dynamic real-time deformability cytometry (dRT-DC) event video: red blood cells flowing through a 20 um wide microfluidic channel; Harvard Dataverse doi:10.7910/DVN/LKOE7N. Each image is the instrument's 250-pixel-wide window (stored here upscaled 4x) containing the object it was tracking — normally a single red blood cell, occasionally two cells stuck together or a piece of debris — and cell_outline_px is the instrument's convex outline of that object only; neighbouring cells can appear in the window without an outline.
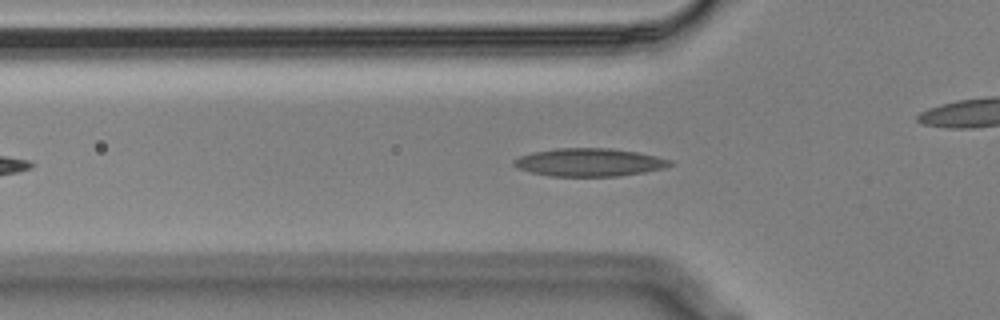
{"species": "Egyptian fruit bat (a non-hibernating species)", "species_latin": "Rousettus aegyptiacus", "temperature_condition": "cold", "stored_images_in_passage": 49, "camera_frame_rate_fps": 3000, "um_per_image_px": 0.085, "animal": {"sex": "male"}, "frame": {"image": 1, "passage_image": 10, "time_ms": 3.0, "image_size_px": [1000, 320], "cell_outline_px": [[672, 164], [664, 168], [644, 172], [620, 176], [552, 176], [532, 172], [516, 168], [512, 164], [512, 160], [520, 156], [532, 152], [556, 148], [612, 148], [636, 152], [656, 156], [672, 160]], "centroid_in_image_um": [50.07, 13.79], "position_along_channel_um": 75.7, "area_um2": 25.49}}
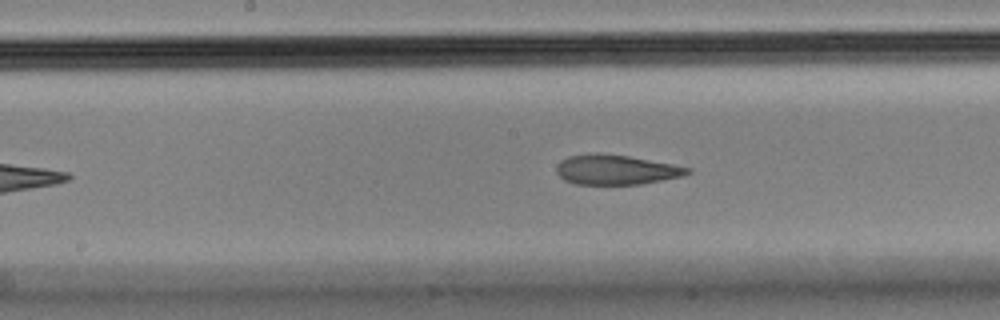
{"frame": {"image": 2, "passage_image": 20, "time_ms": 6.333, "image_size_px": [1000, 320], "cell_outline_px": [[692, 172], [680, 176], [640, 184], [576, 184], [564, 180], [556, 172], [556, 168], [560, 160], [568, 156], [628, 156], [672, 164], [692, 168]], "centroid_in_image_um": [52.38, 14.46], "position_along_channel_um": 195.8, "area_um2": 21.79}}
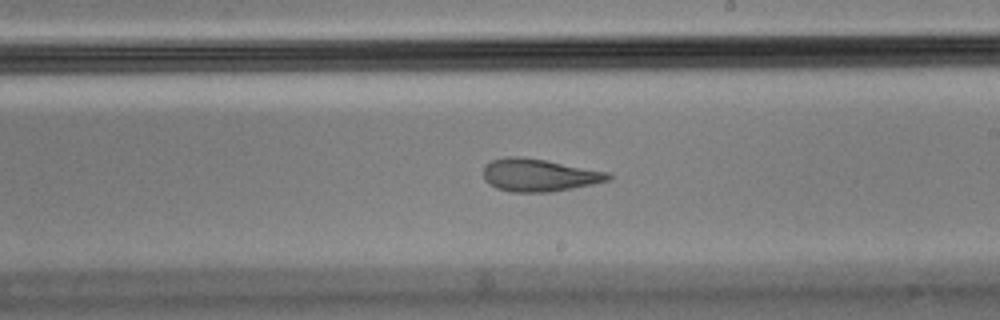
{"frame": {"image": 3, "passage_image": 24, "time_ms": 7.667, "image_size_px": [1000, 320], "cell_outline_px": [[612, 176], [608, 180], [592, 184], [572, 188], [548, 192], [512, 192], [496, 188], [488, 184], [484, 180], [484, 164], [492, 160], [508, 156], [520, 156], [544, 160], [608, 172]], "centroid_in_image_um": [45.76, 14.88], "position_along_channel_um": 243.2, "area_um2": 23.58}, "authors_computed_cell_mechanics": {"area_um2": 24.5072, "velocity_mm_per_s": 3.5695, "shape_relaxation_time_tau1_ms": null, "shape_relaxation_time_tau2_ms": 2.4355, "deformation_change_tau1": null, "deformation_change_tau2": 0.1048}}